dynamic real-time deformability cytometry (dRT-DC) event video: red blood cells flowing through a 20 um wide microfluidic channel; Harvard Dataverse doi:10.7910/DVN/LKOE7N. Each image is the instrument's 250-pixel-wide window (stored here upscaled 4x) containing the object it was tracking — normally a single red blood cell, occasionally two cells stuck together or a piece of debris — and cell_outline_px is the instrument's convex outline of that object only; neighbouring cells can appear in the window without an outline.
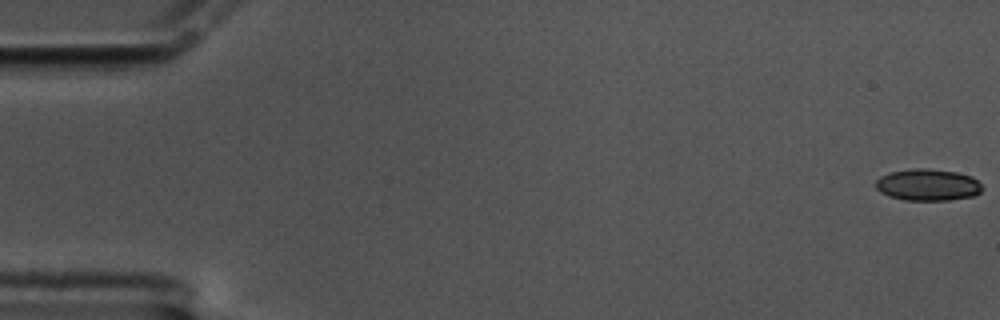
{"species": "common noctule bat (a hibernating species)", "species_latin": "Nyctalus noctula", "temperature_condition": "cold", "stored_images_in_passage": 61, "camera_frame_rate_fps": 3000, "um_per_image_px": 0.085, "animal": {"sex": "male", "body_mass_g": 17.5, "forearm_length_mm": 52.3}, "frame": {"image": 1, "passage_image": 1, "time_ms": 0.0, "image_size_px": [1000, 320], "cell_outline_px": [[984, 188], [976, 196], [948, 200], [904, 200], [888, 196], [880, 192], [876, 188], [876, 180], [880, 176], [892, 172], [916, 168], [928, 168], [956, 172], [972, 176]], "centroid_in_image_um": [78.88, 15.72], "position_along_channel_um": 6.1, "area_um2": 19.77}}
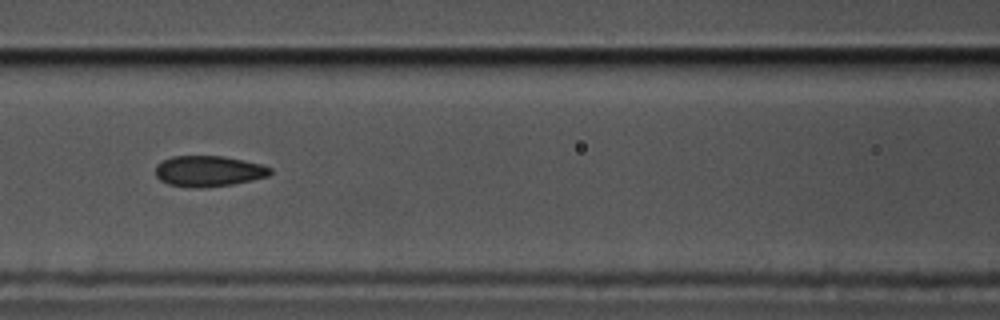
{"frame": {"image": 2, "passage_image": 27, "time_ms": 8.667, "image_size_px": [1000, 320], "cell_outline_px": [[272, 172], [268, 176], [252, 180], [232, 184], [204, 188], [196, 188], [168, 184], [160, 180], [156, 176], [156, 164], [172, 156], [224, 156], [260, 164], [272, 168]], "centroid_in_image_um": [17.72, 14.55], "position_along_channel_um": 148.9, "area_um2": 20.58}}
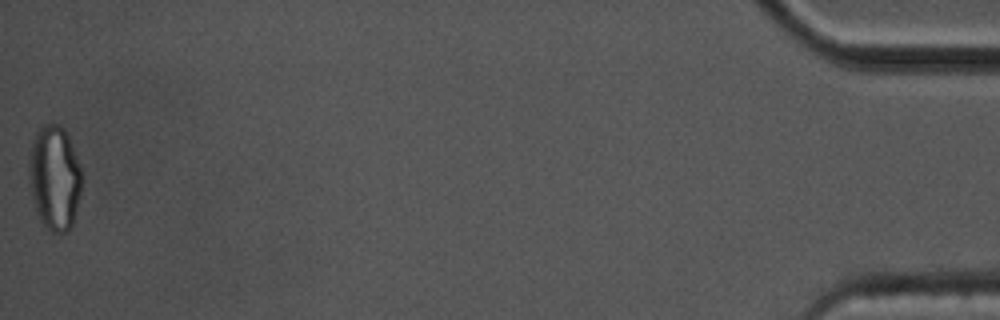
{"frame": {"image": 3, "passage_image": 61, "time_ms": 20.0, "image_size_px": [1000, 320], "cell_outline_px": [[80, 196], [72, 224], [64, 232], [52, 232], [40, 220], [36, 212], [32, 196], [28, 176], [28, 156], [32, 140], [40, 124], [56, 124], [64, 128], [68, 136], [80, 168]], "centroid_in_image_um": [4.59, 15.07], "position_along_channel_um": 430.6, "area_um2": 32.02}, "authors_computed_cell_mechanics": {"area_um2": 20.6924, "velocity_mm_per_s": 3.3431, "shape_relaxation_time_tau1_ms": 10.1039, "shape_relaxation_time_tau2_ms": 1.8389, "deformation_change_tau1": 0.1701, "deformation_change_tau2": 0.0702}}